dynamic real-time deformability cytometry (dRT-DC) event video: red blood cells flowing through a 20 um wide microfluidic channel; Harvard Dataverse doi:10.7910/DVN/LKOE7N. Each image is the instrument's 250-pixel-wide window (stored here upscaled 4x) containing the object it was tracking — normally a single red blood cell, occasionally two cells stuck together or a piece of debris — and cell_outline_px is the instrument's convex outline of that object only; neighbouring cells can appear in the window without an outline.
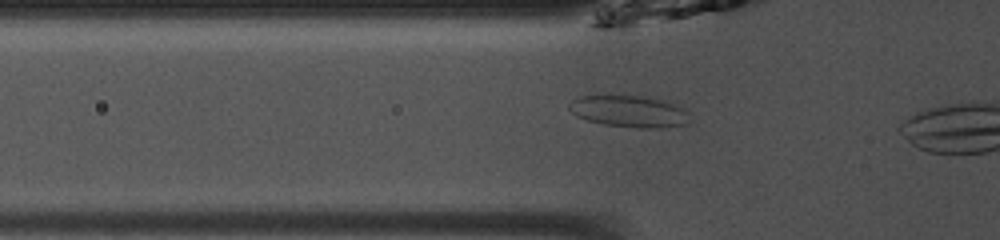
{"species": "common noctule bat (a hibernating species)", "species_latin": "Nyctalus noctula", "temperature_condition": "room temperature", "stored_images_in_passage": 12, "camera_frame_rate_fps": 3000, "um_per_image_px": 0.085, "animal": {"sex": "male", "body_mass_g": 13.0, "forearm_length_mm": 53.1}, "frame": {"image": 1, "passage_image": 10, "time_ms": 3.0, "image_size_px": [1000, 240], "cell_outline_px": [[688, 124], [660, 128], [636, 128], [604, 124], [588, 120], [576, 116], [568, 108], [568, 104], [572, 100], [580, 96], [640, 96], [664, 100], [684, 108], [688, 112]], "centroid_in_image_um": [53.49, 9.47], "position_along_channel_um": 72.3, "area_um2": 22.2}}